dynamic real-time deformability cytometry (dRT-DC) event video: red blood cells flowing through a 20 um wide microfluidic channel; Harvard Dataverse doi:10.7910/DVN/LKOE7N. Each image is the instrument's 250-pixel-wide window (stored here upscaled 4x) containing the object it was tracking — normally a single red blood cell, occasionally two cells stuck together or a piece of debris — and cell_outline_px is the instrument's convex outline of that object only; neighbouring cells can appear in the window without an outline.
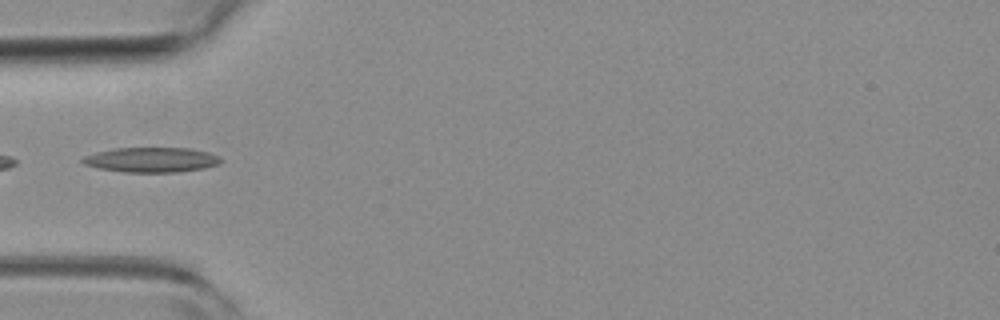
{"species": "common noctule bat (a hibernating species)", "species_latin": "Nyctalus noctula", "temperature_condition": "room temperature", "stored_images_in_passage": 2, "camera_frame_rate_fps": 3000, "um_per_image_px": 0.085, "animal": {"sex": "female", "body_mass_g": 19.3, "forearm_length_mm": 54.1}, "frame": {"image": 1, "passage_image": 2, "time_ms": 0.333, "image_size_px": [1000, 320], "cell_outline_px": [[224, 160], [220, 164], [204, 168], [176, 172], [124, 172], [96, 168], [84, 164], [80, 160], [84, 156], [96, 152], [116, 148], [188, 148], [208, 152], [220, 156]], "centroid_in_image_um": [12.89, 13.58], "position_along_channel_um": 72.1, "area_um2": 20.17}}